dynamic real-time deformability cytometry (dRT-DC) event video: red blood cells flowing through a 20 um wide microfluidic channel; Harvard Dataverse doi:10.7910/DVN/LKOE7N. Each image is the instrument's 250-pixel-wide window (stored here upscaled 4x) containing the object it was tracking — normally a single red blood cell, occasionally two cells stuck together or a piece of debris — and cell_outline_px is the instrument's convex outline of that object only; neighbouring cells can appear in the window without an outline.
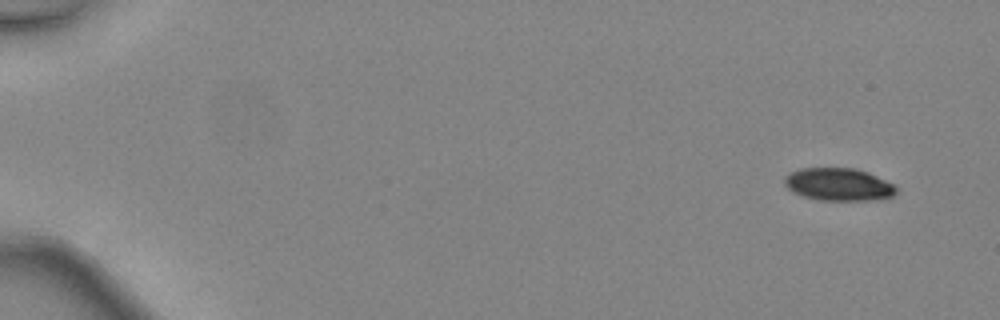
{"species": "common noctule bat (a hibernating species)", "species_latin": "Nyctalus noctula", "temperature_condition": "warm", "stored_images_in_passage": 45, "camera_frame_rate_fps": 3000, "um_per_image_px": 0.085, "animal": {"sex": "female", "body_mass_g": 24.6, "forearm_length_mm": 56.2}, "frame": {"image": 1, "passage_image": 1, "time_ms": 0.0, "image_size_px": [1000, 320], "cell_outline_px": [[896, 192], [892, 196], [876, 200], [820, 200], [804, 196], [792, 192], [784, 184], [784, 176], [788, 172], [800, 168], [856, 168], [868, 172], [892, 184], [896, 188]], "centroid_in_image_um": [71.23, 15.67], "position_along_channel_um": 13.8, "area_um2": 21.27}}
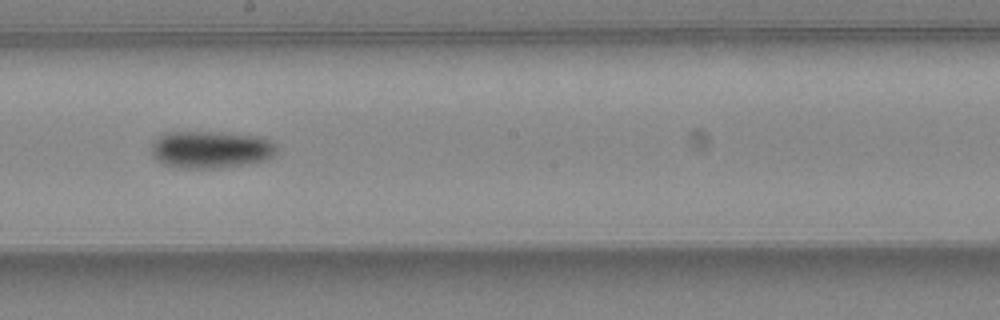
{"frame": {"image": 2, "passage_image": 26, "time_ms": 8.333, "image_size_px": [1000, 320], "cell_outline_px": [[276, 152], [272, 156], [264, 160], [220, 168], [176, 168], [164, 164], [156, 160], [152, 156], [152, 144], [156, 136], [164, 132], [228, 132], [260, 136], [272, 140], [276, 144]], "centroid_in_image_um": [17.89, 12.69], "position_along_channel_um": 230.3, "area_um2": 27.57}}
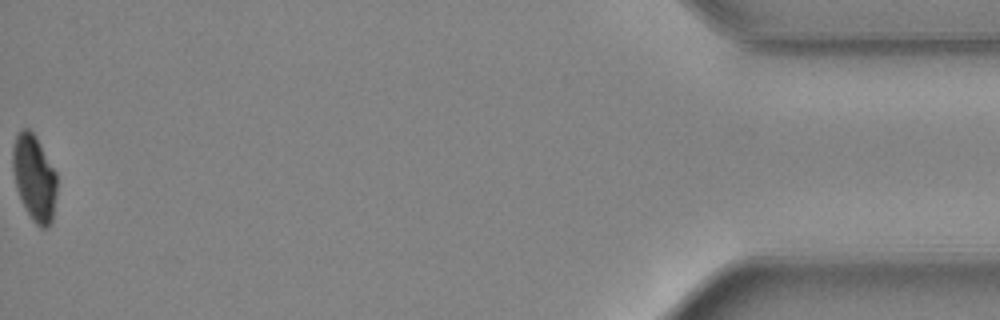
{"frame": {"image": 3, "passage_image": 45, "time_ms": 14.667, "image_size_px": [1000, 320], "cell_outline_px": [[56, 196], [52, 224], [48, 228], [40, 228], [32, 220], [16, 188], [12, 168], [12, 148], [16, 136], [20, 128], [28, 128], [36, 136], [56, 172]], "centroid_in_image_um": [2.91, 15.11], "position_along_channel_um": 432.3, "area_um2": 22.25}, "authors_computed_cell_mechanics": {"area_um2": 24.276, "velocity_mm_per_s": 4.5708, "shape_relaxation_time_tau1_ms": 2.5062, "shape_relaxation_time_tau2_ms": null, "deformation_change_tau1": 0.1178, "deformation_change_tau2": null}}